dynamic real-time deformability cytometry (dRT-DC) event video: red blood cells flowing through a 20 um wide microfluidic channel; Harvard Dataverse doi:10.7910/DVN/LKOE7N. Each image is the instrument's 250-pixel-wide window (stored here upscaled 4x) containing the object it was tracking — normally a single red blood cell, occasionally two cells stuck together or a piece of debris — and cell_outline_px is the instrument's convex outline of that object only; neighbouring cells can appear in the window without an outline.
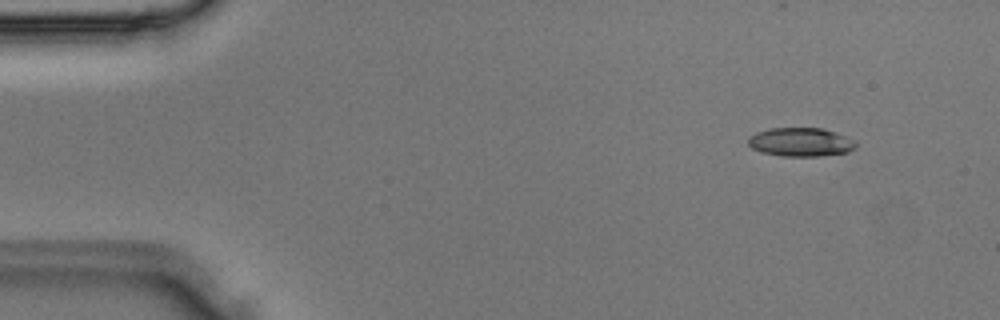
{"species": "Egyptian fruit bat (a non-hibernating species)", "species_latin": "Rousettus aegyptiacus", "temperature_condition": "room temperature", "stored_images_in_passage": 4, "segment_of_instrument_passage": [1, 2], "camera_frame_rate_fps": 3000, "um_per_image_px": 0.085, "animal": {"sex": "male"}, "frame": {"image": 1, "passage_image": 1, "time_ms": 0.0, "image_size_px": [1000, 320], "cell_outline_px": [[856, 148], [848, 152], [820, 156], [780, 156], [760, 152], [752, 148], [748, 144], [748, 136], [756, 132], [768, 128], [820, 128], [836, 132], [856, 140]], "centroid_in_image_um": [68.05, 12.08], "position_along_channel_um": 16.9, "area_um2": 18.26}}